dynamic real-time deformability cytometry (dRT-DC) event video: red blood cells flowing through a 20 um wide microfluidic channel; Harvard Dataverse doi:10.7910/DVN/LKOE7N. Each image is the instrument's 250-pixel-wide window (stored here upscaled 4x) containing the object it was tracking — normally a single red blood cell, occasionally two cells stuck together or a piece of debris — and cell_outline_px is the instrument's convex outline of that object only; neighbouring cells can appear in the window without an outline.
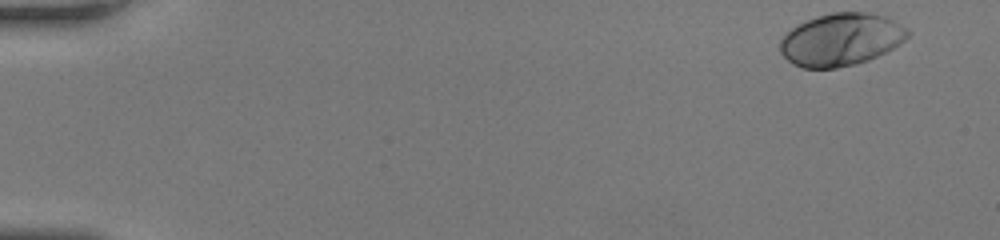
{"species": "human", "species_latin": "Homo sapiens", "temperature_condition": "room temperature", "stored_images_in_passage": 34, "camera_frame_rate_fps": 3000, "um_per_image_px": 0.085, "donor": {"sex": "female"}, "frame": {"image": 1, "passage_image": 1, "time_ms": 0.0, "image_size_px": [1000, 240], "cell_outline_px": [[912, 32], [900, 44], [868, 60], [836, 68], [804, 68], [792, 64], [780, 52], [780, 40], [792, 28], [816, 16], [832, 12], [864, 12], [884, 16], [900, 24]], "centroid_in_image_um": [71.48, 3.36], "position_along_channel_um": 13.5, "area_um2": 38.67}}
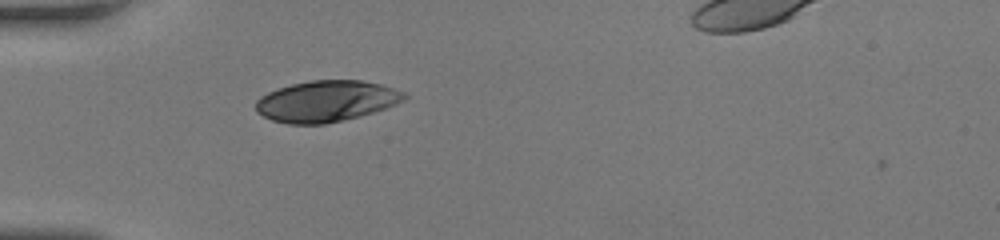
{"frame": {"image": 2, "passage_image": 15, "time_ms": 4.667, "image_size_px": [1000, 240], "cell_outline_px": [[408, 96], [404, 100], [396, 104], [360, 116], [324, 124], [288, 124], [272, 120], [256, 112], [256, 100], [260, 96], [268, 92], [292, 84], [312, 80], [360, 80], [380, 84], [404, 92]], "centroid_in_image_um": [27.72, 8.6], "position_along_channel_um": 57.3, "area_um2": 35.37}}
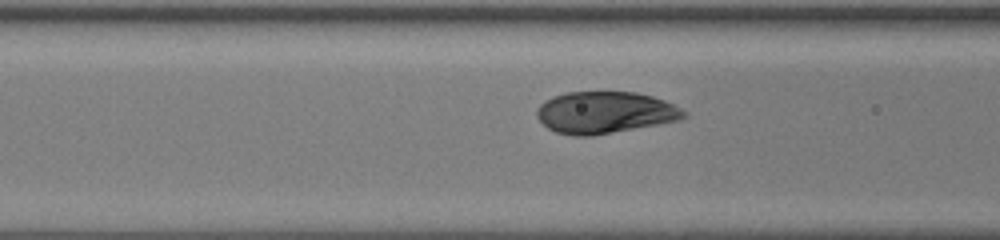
{"frame": {"image": 3, "passage_image": 20, "time_ms": 6.333, "image_size_px": [1000, 240], "cell_outline_px": [[688, 116], [680, 120], [660, 124], [592, 136], [572, 136], [556, 132], [548, 128], [536, 116], [536, 108], [540, 104], [552, 96], [568, 92], [636, 92], [652, 96], [664, 100], [688, 112]], "centroid_in_image_um": [51.42, 9.57], "position_along_channel_um": 115.2, "area_um2": 36.01}}